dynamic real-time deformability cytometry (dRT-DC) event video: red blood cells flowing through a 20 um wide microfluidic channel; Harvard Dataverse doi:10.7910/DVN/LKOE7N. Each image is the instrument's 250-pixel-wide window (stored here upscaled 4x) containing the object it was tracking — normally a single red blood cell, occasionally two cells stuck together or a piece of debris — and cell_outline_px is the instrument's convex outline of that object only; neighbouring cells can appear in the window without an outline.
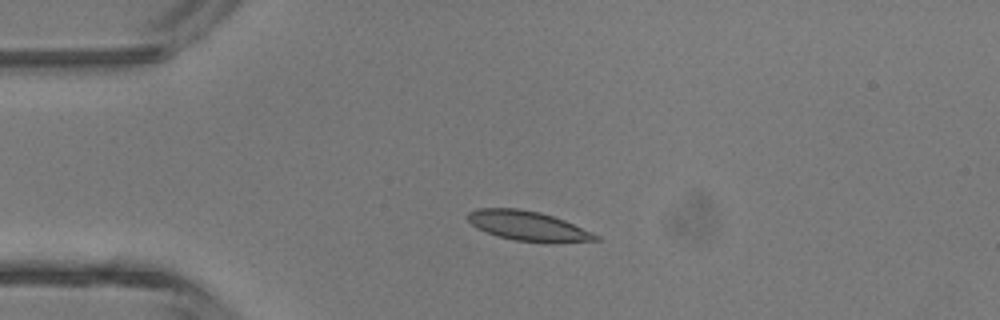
{"species": "common noctule bat (a hibernating species)", "species_latin": "Nyctalus noctula", "temperature_condition": "room temperature", "stored_images_in_passage": 2, "camera_frame_rate_fps": 3000, "um_per_image_px": 0.085, "animal": {"sex": "male", "body_mass_g": 13.3}, "frame": {"image": 1, "passage_image": 1, "time_ms": 0.0, "image_size_px": [1000, 320], "cell_outline_px": [[600, 240], [516, 240], [500, 236], [476, 228], [468, 220], [468, 212], [476, 208], [516, 208], [540, 212], [564, 220], [592, 232], [600, 236]], "centroid_in_image_um": [44.79, 19.14], "position_along_channel_um": 40.2, "area_um2": 20.98}}